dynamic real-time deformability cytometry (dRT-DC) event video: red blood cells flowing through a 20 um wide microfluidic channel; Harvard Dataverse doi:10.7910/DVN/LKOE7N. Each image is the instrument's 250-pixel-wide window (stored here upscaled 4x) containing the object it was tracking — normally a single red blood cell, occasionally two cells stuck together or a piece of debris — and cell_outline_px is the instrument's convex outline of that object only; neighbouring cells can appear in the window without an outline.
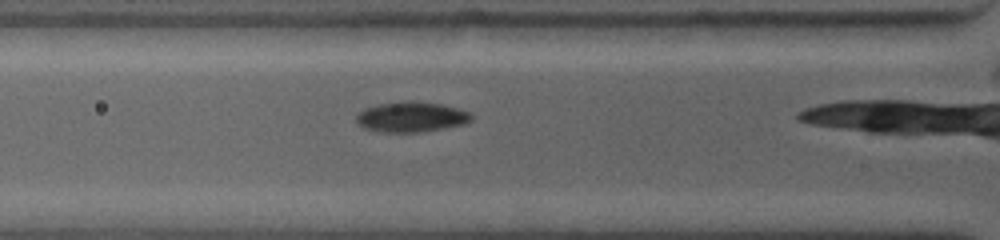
{"species": "common noctule bat (a hibernating species)", "species_latin": "Nyctalus noctula", "temperature_condition": "warm", "stored_images_in_passage": 2, "camera_frame_rate_fps": 4500, "um_per_image_px": 0.085, "animal": {"sex": "female", "body_mass_g": 19.0, "forearm_length_mm": 53.3}, "frame": {"image": 1, "passage_image": 2, "time_ms": 0.667, "image_size_px": [1000, 240], "cell_outline_px": [[472, 120], [468, 124], [420, 132], [380, 132], [364, 128], [356, 120], [356, 112], [364, 108], [380, 104], [408, 100], [412, 100], [440, 104], [460, 108], [472, 112]], "centroid_in_image_um": [35.0, 9.93], "position_along_channel_um": 90.8, "area_um2": 20.63}}